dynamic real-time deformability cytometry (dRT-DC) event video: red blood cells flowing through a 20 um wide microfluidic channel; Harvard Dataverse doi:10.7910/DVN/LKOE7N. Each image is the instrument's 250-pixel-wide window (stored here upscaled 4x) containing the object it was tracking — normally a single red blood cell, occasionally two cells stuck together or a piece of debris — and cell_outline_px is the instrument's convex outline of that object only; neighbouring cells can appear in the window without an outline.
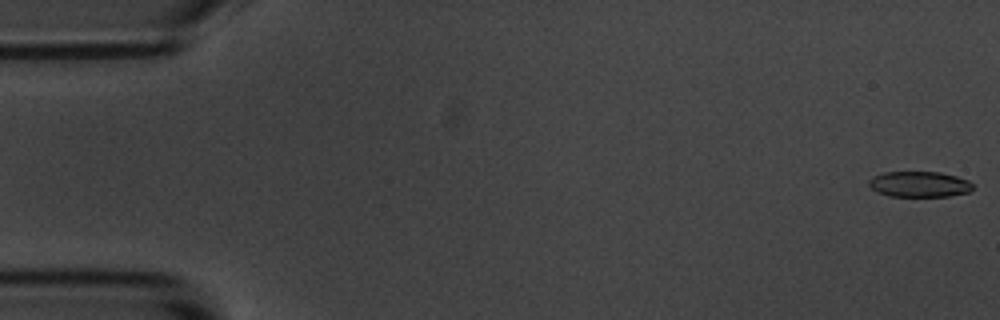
{"species": "common noctule bat (a hibernating species)", "species_latin": "Nyctalus noctula", "temperature_condition": "room temperature", "stored_images_in_passage": 6, "camera_frame_rate_fps": 3000, "um_per_image_px": 0.085, "animal": {"sex": "male", "body_mass_g": 20.1, "forearm_length_mm": 53.5}, "frame": {"image": 1, "passage_image": 1, "time_ms": 0.0, "image_size_px": [1000, 320], "cell_outline_px": [[972, 188], [968, 192], [948, 196], [888, 196], [872, 188], [868, 184], [868, 180], [872, 176], [884, 172], [940, 172], [956, 176], [968, 180], [972, 184]], "centroid_in_image_um": [78.12, 15.65], "position_along_channel_um": 6.9, "area_um2": 15.43}}
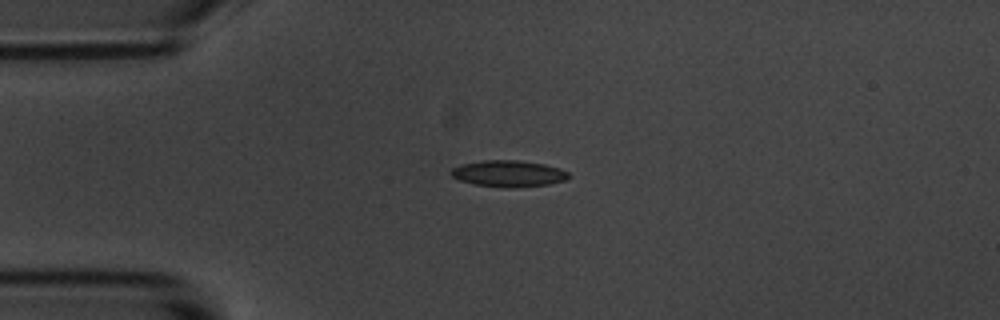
{"frame": {"image": 2, "passage_image": 5, "time_ms": 4.333, "image_size_px": [1000, 320], "cell_outline_px": [[568, 180], [548, 184], [516, 188], [504, 188], [476, 184], [460, 180], [452, 176], [448, 172], [452, 168], [460, 164], [480, 160], [520, 160], [544, 164], [560, 168], [568, 172]], "centroid_in_image_um": [43.21, 14.75], "position_along_channel_um": 41.8, "area_um2": 18.32}}